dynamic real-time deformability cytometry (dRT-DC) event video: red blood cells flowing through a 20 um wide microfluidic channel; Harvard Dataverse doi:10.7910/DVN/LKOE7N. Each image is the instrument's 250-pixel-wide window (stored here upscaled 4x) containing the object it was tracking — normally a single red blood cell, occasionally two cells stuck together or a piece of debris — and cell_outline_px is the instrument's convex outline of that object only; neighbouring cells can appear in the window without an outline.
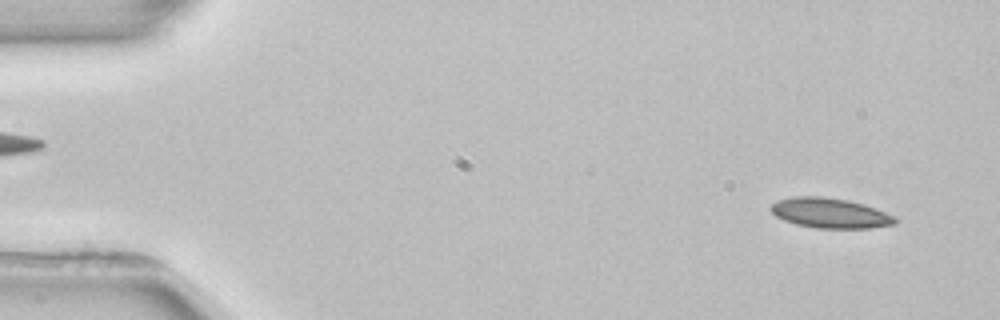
{"species": "common noctule bat (a hibernating species)", "species_latin": "Nyctalus noctula", "temperature_condition": "room temperature", "stored_images_in_passage": 4, "segment_of_instrument_passage": [2, 2], "camera_frame_rate_fps": 3000, "um_per_image_px": 0.085, "animal": {"sex": "female", "body_mass_g": 22.7, "forearm_length_mm": 54.2}, "frame": {"image": 1, "passage_image": 4, "time_ms": 4.333, "image_size_px": [1000, 320], "cell_outline_px": [[896, 224], [868, 228], [816, 228], [796, 224], [784, 220], [776, 216], [768, 208], [776, 200], [792, 196], [824, 196], [848, 200], [864, 204], [896, 216]], "centroid_in_image_um": [70.53, 18.1], "position_along_channel_um": 14.5, "area_um2": 21.91}}